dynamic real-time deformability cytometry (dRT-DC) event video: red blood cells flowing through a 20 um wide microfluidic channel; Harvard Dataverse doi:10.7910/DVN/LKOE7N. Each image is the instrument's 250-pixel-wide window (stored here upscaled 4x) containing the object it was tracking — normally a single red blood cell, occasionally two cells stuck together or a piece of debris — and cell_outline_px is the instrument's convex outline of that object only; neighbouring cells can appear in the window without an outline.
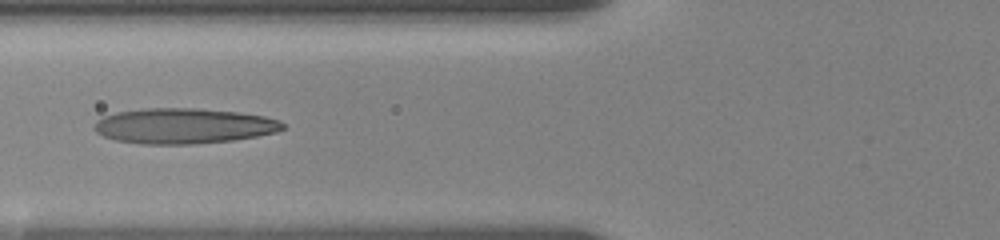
{"species": "human", "species_latin": "Homo sapiens", "temperature_condition": "room temperature", "stored_images_in_passage": 12, "camera_frame_rate_fps": 3000, "um_per_image_px": 0.085, "donor": {"sex": "female"}, "frame": {"image": 1, "passage_image": 9, "time_ms": 5.333, "image_size_px": [1000, 240], "cell_outline_px": [[284, 128], [276, 132], [256, 136], [232, 140], [192, 144], [140, 144], [116, 140], [104, 136], [96, 132], [92, 128], [96, 120], [104, 116], [116, 112], [144, 108], [196, 108], [236, 112], [264, 116], [280, 120], [284, 124]], "centroid_in_image_um": [15.57, 10.7], "position_along_channel_um": 110.2, "area_um2": 38.9}}
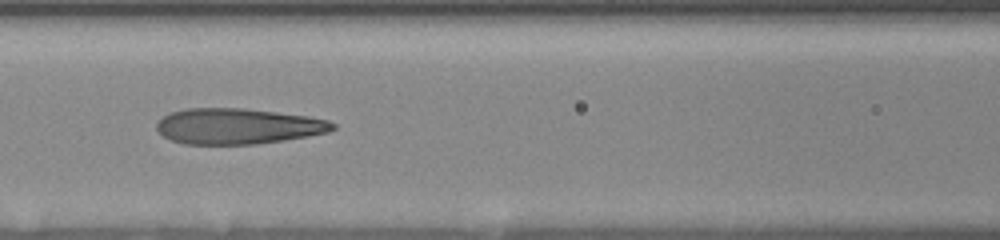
{"frame": {"image": 2, "passage_image": 10, "time_ms": 6.333, "image_size_px": [1000, 240], "cell_outline_px": [[336, 128], [328, 132], [308, 136], [284, 140], [256, 144], [184, 144], [172, 140], [164, 136], [156, 128], [156, 124], [164, 116], [172, 112], [188, 108], [244, 108], [308, 116], [328, 120], [336, 124]], "centroid_in_image_um": [20.24, 10.73], "position_along_channel_um": 146.4, "area_um2": 36.53}}
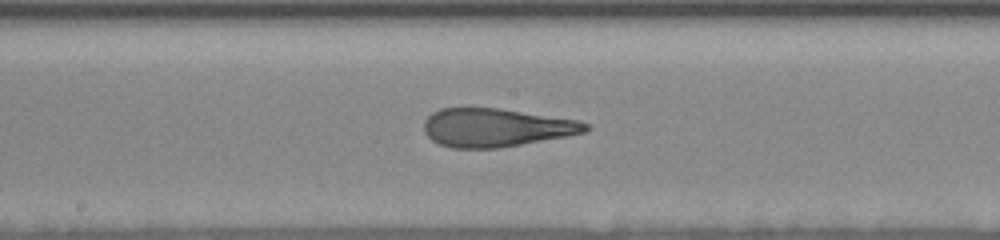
{"frame": {"image": 3, "passage_image": 12, "time_ms": 8.0, "image_size_px": [1000, 240], "cell_outline_px": [[592, 128], [588, 132], [568, 136], [496, 148], [452, 148], [440, 144], [432, 140], [424, 132], [424, 120], [432, 112], [440, 108], [496, 108], [580, 120], [588, 124]], "centroid_in_image_um": [42.18, 10.84], "position_along_channel_um": 206.0, "area_um2": 36.13}}